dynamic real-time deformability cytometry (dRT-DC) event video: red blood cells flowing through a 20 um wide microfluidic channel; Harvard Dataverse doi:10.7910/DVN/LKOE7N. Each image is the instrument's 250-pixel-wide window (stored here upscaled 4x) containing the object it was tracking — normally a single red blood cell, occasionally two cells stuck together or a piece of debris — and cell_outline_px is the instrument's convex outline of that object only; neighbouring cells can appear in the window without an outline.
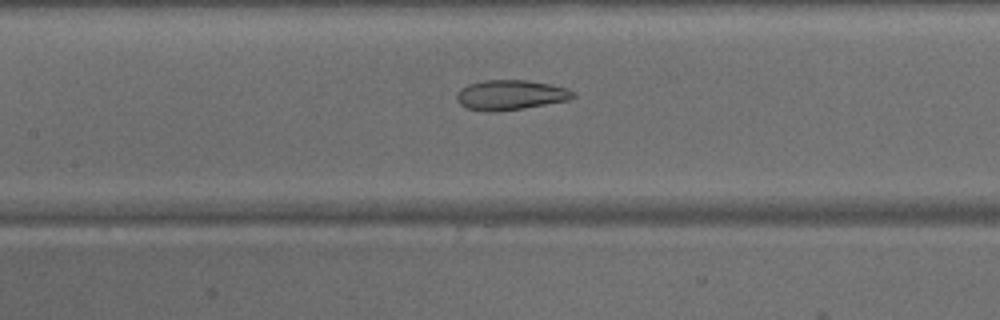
{"species": "common noctule bat (a hibernating species)", "species_latin": "Nyctalus noctula", "temperature_condition": "warm", "stored_images_in_passage": 45, "camera_frame_rate_fps": 3000, "um_per_image_px": 0.085, "animal": {"sex": "male", "body_mass_g": 15.6}, "frame": {"image": 1, "passage_image": 20, "time_ms": 6.333, "image_size_px": [1000, 320], "cell_outline_px": [[576, 96], [568, 100], [524, 108], [492, 112], [484, 112], [468, 108], [460, 104], [456, 100], [456, 92], [460, 88], [468, 84], [484, 80], [524, 80], [548, 84], [568, 88], [576, 92]], "centroid_in_image_um": [43.37, 8.07], "position_along_channel_um": 164.0, "area_um2": 20.4}}
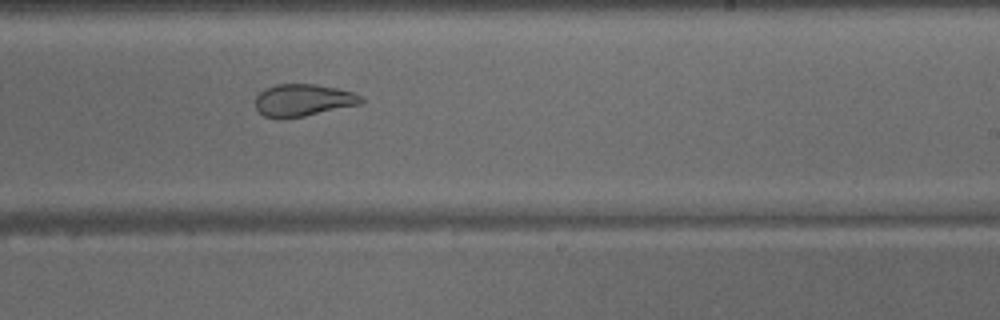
{"frame": {"image": 2, "passage_image": 27, "time_ms": 8.667, "image_size_px": [1000, 320], "cell_outline_px": [[364, 100], [360, 104], [304, 116], [284, 120], [264, 116], [256, 108], [256, 96], [264, 88], [276, 84], [316, 84], [336, 88], [352, 92], [360, 96]], "centroid_in_image_um": [25.72, 8.52], "position_along_channel_um": 263.3, "area_um2": 19.88}}
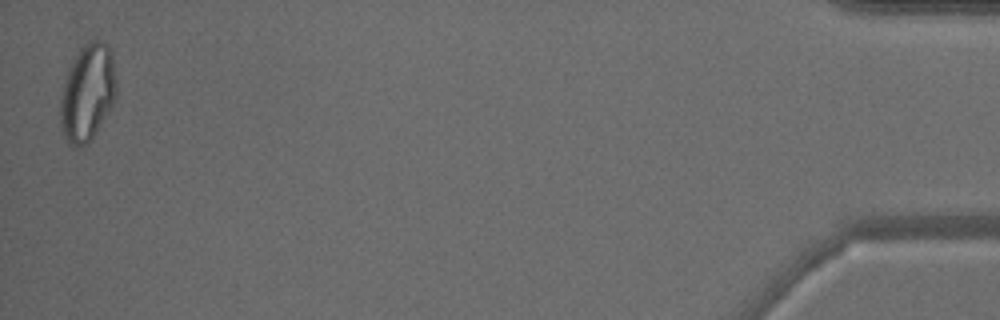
{"frame": {"image": 3, "passage_image": 45, "time_ms": 14.667, "image_size_px": [1000, 320], "cell_outline_px": [[116, 100], [92, 140], [88, 144], [80, 148], [72, 148], [64, 136], [60, 124], [60, 96], [68, 68], [76, 52], [88, 40], [100, 40], [108, 44], [112, 56], [116, 80]], "centroid_in_image_um": [7.43, 7.91], "position_along_channel_um": 427.8, "area_um2": 32.37}}